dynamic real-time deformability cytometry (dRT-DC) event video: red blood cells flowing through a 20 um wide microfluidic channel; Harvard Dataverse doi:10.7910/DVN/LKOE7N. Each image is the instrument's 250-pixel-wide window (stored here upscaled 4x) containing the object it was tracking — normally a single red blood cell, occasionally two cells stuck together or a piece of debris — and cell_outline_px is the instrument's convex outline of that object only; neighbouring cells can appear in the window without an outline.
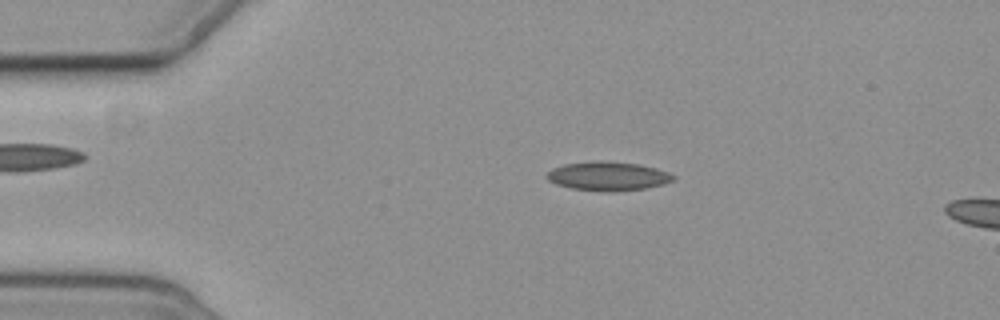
{"species": "common noctule bat (a hibernating species)", "species_latin": "Nyctalus noctula", "temperature_condition": "cold", "stored_images_in_passage": 9, "camera_frame_rate_fps": 3000, "um_per_image_px": 0.085, "animal": {"sex": "female", "body_mass_g": 19.3, "forearm_length_mm": 54.1}, "frame": {"image": 1, "passage_image": 3, "time_ms": 2.333, "image_size_px": [1000, 320], "cell_outline_px": [[676, 176], [672, 180], [664, 184], [644, 188], [612, 192], [608, 192], [572, 188], [556, 184], [548, 180], [544, 176], [552, 168], [564, 164], [596, 160], [604, 160], [640, 164], [656, 168], [668, 172]], "centroid_in_image_um": [51.66, 14.96], "position_along_channel_um": 33.3, "area_um2": 21.44}}
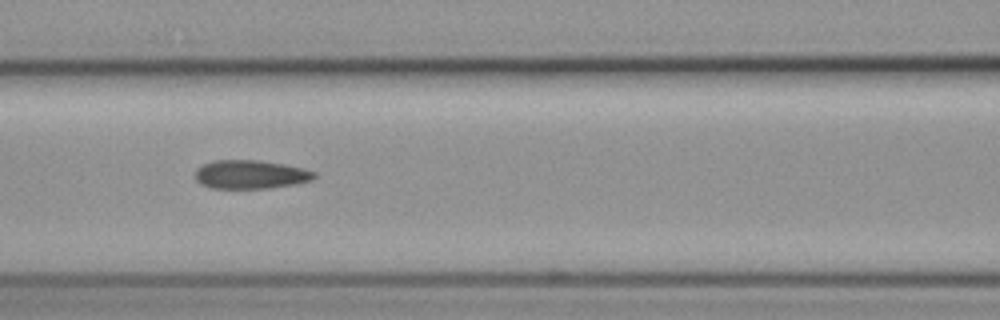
{"frame": {"image": 2, "passage_image": 7, "time_ms": 6.667, "image_size_px": [1000, 320], "cell_outline_px": [[316, 176], [312, 180], [296, 184], [268, 188], [212, 188], [200, 184], [196, 180], [196, 168], [212, 160], [260, 160], [284, 164], [316, 172]], "centroid_in_image_um": [21.28, 14.82], "position_along_channel_um": 145.3, "area_um2": 19.88}}
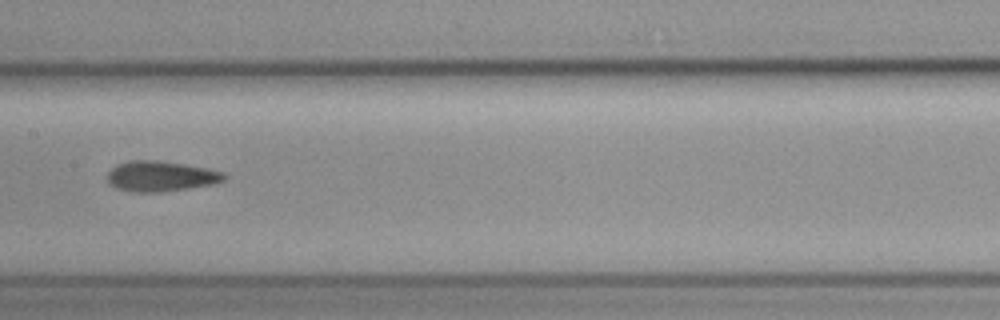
{"frame": {"image": 3, "passage_image": 8, "time_ms": 8.0, "image_size_px": [1000, 320], "cell_outline_px": [[228, 176], [224, 180], [212, 184], [188, 188], [160, 192], [132, 192], [116, 188], [108, 184], [108, 172], [116, 164], [128, 160], [156, 160], [184, 164], [208, 168], [224, 172]], "centroid_in_image_um": [13.65, 14.97], "position_along_channel_um": 193.7, "area_um2": 20.81}}